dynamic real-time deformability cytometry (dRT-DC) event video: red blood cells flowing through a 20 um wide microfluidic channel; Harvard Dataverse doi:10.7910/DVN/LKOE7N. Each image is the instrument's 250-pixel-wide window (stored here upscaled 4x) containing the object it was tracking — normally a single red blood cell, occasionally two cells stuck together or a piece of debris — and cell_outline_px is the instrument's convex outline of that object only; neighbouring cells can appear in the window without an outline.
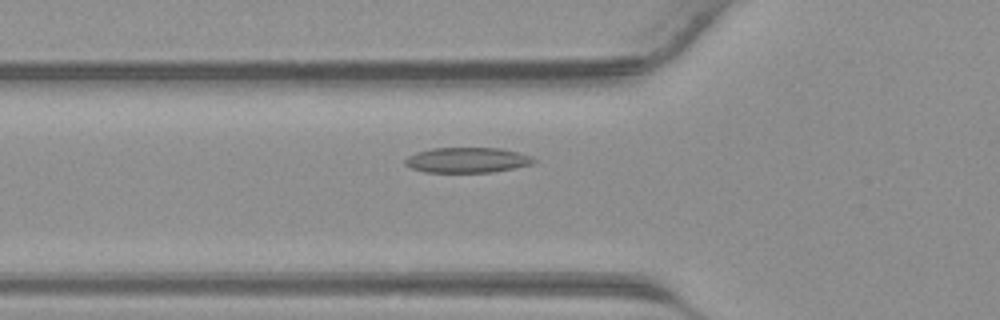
{"species": "common noctule bat (a hibernating species)", "species_latin": "Nyctalus noctula", "temperature_condition": "warm", "stored_images_in_passage": 40, "camera_frame_rate_fps": 3000, "um_per_image_px": 0.085, "animal": {"sex": "male", "body_mass_g": 23.1, "forearm_length_mm": 52.7}, "frame": {"image": 1, "passage_image": 15, "time_ms": 4.667, "image_size_px": [1000, 320], "cell_outline_px": [[536, 160], [532, 164], [516, 168], [492, 172], [424, 172], [412, 168], [404, 164], [404, 160], [408, 156], [416, 152], [432, 148], [500, 148], [532, 156]], "centroid_in_image_um": [39.7, 13.61], "position_along_channel_um": 86.1, "area_um2": 18.96}}
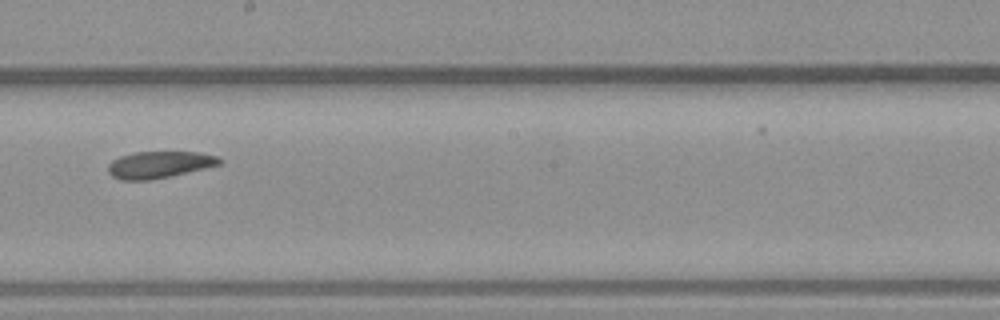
{"frame": {"image": 2, "passage_image": 24, "time_ms": 7.667, "image_size_px": [1000, 320], "cell_outline_px": [[224, 160], [220, 164], [204, 168], [168, 176], [148, 180], [120, 180], [112, 176], [108, 172], [108, 164], [112, 160], [120, 156], [136, 152], [200, 152], [216, 156]], "centroid_in_image_um": [13.51, 13.99], "position_along_channel_um": 234.7, "area_um2": 17.22}}
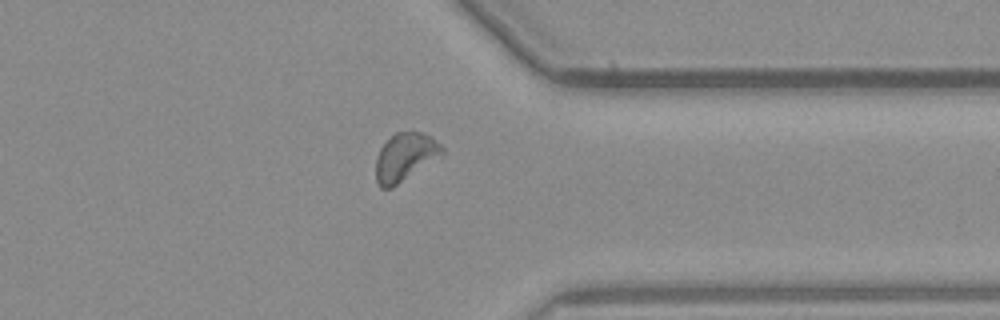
{"frame": {"image": 3, "passage_image": 33, "time_ms": 10.667, "image_size_px": [1000, 320], "cell_outline_px": [[444, 152], [392, 188], [380, 188], [376, 180], [376, 156], [380, 148], [396, 132], [424, 132], [432, 136], [444, 148]], "centroid_in_image_um": [34.4, 13.33], "position_along_channel_um": 377.0, "area_um2": 18.15}}